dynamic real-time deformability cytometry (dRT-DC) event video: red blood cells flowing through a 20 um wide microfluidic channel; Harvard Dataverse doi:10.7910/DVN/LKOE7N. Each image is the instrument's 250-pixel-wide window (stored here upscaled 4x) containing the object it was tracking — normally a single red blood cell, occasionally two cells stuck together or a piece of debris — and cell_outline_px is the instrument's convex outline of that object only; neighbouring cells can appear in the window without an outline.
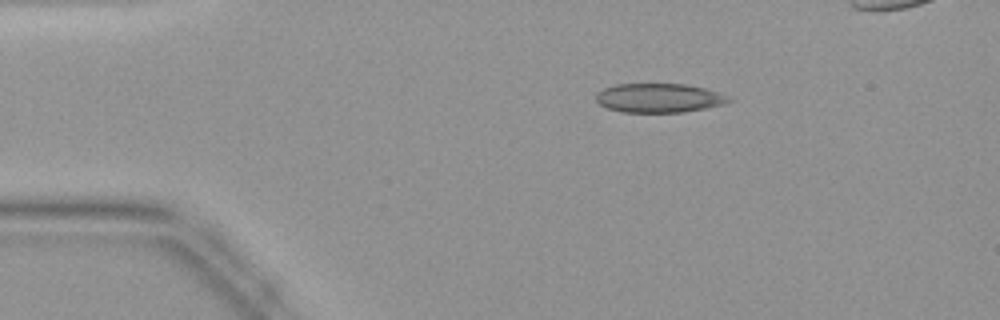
{"species": "common noctule bat (a hibernating species)", "species_latin": "Nyctalus noctula", "temperature_condition": "warm", "stored_images_in_passage": 33, "camera_frame_rate_fps": 3000, "um_per_image_px": 0.085, "animal": {"sex": "female", "body_mass_g": 19.9}, "frame": {"image": 1, "passage_image": 1, "time_ms": 0.0, "image_size_px": [1000, 320], "cell_outline_px": [[732, 100], [724, 104], [684, 112], [620, 112], [608, 108], [600, 104], [596, 100], [596, 92], [604, 88], [616, 84], [684, 84], [704, 88], [728, 96]], "centroid_in_image_um": [55.98, 8.33], "position_along_channel_um": 29.0, "area_um2": 22.37}}
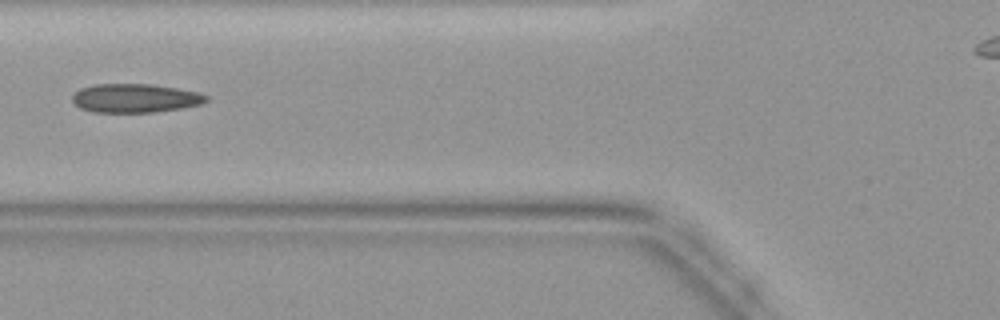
{"frame": {"image": 2, "passage_image": 10, "time_ms": 3.0, "image_size_px": [1000, 320], "cell_outline_px": [[208, 100], [204, 104], [156, 112], [92, 112], [80, 108], [72, 100], [72, 96], [80, 88], [96, 84], [152, 84], [200, 92], [208, 96]], "centroid_in_image_um": [11.52, 8.34], "position_along_channel_um": 114.3, "area_um2": 22.54}}
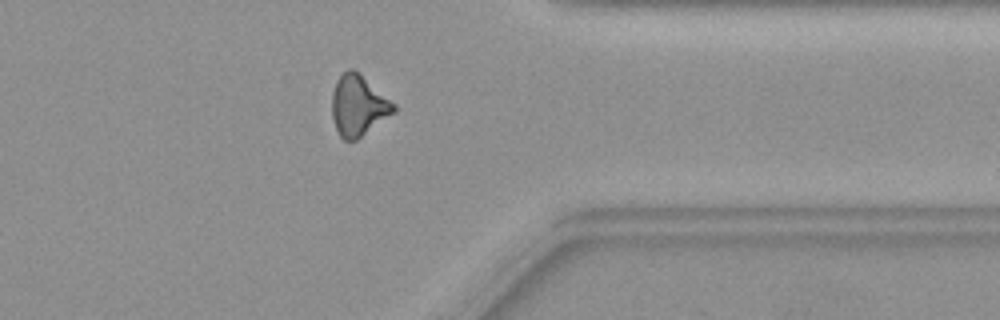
{"frame": {"image": 3, "passage_image": 28, "time_ms": 9.0, "image_size_px": [1000, 320], "cell_outline_px": [[396, 112], [356, 140], [344, 140], [340, 136], [336, 128], [332, 116], [332, 92], [336, 80], [348, 68], [352, 68], [396, 104]], "centroid_in_image_um": [30.46, 8.98], "position_along_channel_um": 380.9, "area_um2": 21.68}}